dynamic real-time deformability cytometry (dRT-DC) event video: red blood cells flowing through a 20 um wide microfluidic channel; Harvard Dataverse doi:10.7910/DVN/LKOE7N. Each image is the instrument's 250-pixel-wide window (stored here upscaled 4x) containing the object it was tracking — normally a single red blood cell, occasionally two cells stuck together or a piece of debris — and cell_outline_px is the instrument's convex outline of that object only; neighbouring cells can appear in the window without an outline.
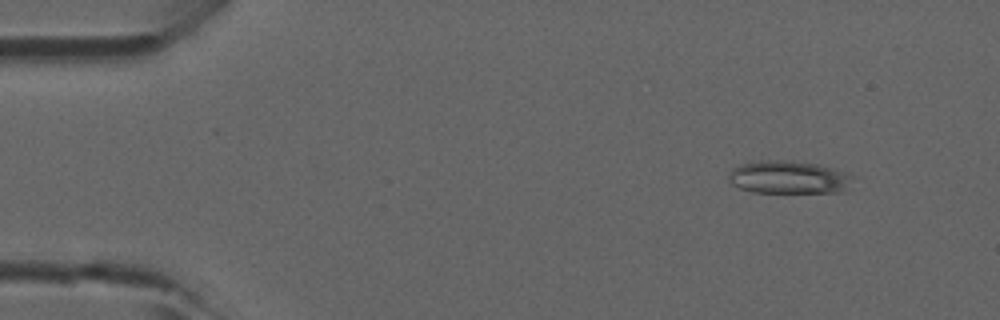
{"species": "common noctule bat (a hibernating species)", "species_latin": "Nyctalus noctula", "temperature_condition": "room temperature", "stored_images_in_passage": 5, "camera_frame_rate_fps": 3000, "um_per_image_px": 0.085, "animal": {"sex": "male", "forearm_length_mm": 52.5}, "frame": {"image": 1, "passage_image": 2, "time_ms": 0.333, "image_size_px": [1000, 320], "cell_outline_px": [[852, 176], [848, 188], [844, 192], [752, 192], [740, 188], [732, 184], [728, 180], [728, 176], [732, 168], [740, 164], [760, 160], [792, 160], [820, 164], [848, 172]], "centroid_in_image_um": [67.04, 15.05], "position_along_channel_um": 18.0, "area_um2": 24.1}}
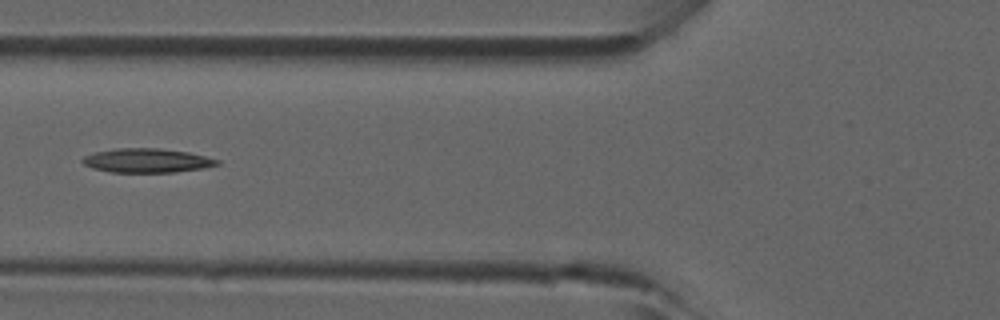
{"frame": {"image": 2, "passage_image": 5, "time_ms": 1.333, "image_size_px": [1000, 320], "cell_outline_px": [[220, 164], [204, 168], [176, 172], [112, 172], [92, 168], [84, 164], [80, 160], [84, 156], [96, 152], [116, 148], [160, 148], [188, 152], [220, 160]], "centroid_in_image_um": [12.49, 13.64], "position_along_channel_um": 113.3, "area_um2": 18.9}}